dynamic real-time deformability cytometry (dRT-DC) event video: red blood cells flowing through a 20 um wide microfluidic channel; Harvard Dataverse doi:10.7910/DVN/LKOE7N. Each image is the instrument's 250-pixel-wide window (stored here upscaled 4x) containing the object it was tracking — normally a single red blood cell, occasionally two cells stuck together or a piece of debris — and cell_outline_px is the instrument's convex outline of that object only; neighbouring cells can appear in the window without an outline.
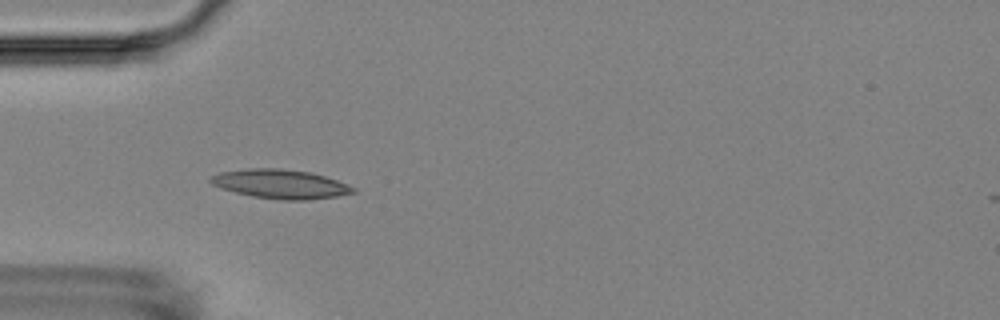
{"species": "Egyptian fruit bat (a non-hibernating species)", "species_latin": "Rousettus aegyptiacus", "temperature_condition": "room temperature", "stored_images_in_passage": 5, "camera_frame_rate_fps": 3000, "um_per_image_px": 0.085, "animal": {"sex": "female"}, "frame": {"image": 1, "passage_image": 3, "time_ms": 2.333, "image_size_px": [1000, 320], "cell_outline_px": [[356, 192], [336, 196], [308, 200], [280, 200], [252, 196], [220, 188], [212, 184], [208, 180], [212, 176], [220, 172], [248, 168], [280, 168], [312, 172], [336, 180], [356, 188]], "centroid_in_image_um": [23.83, 15.64], "position_along_channel_um": 61.2, "area_um2": 24.16}}
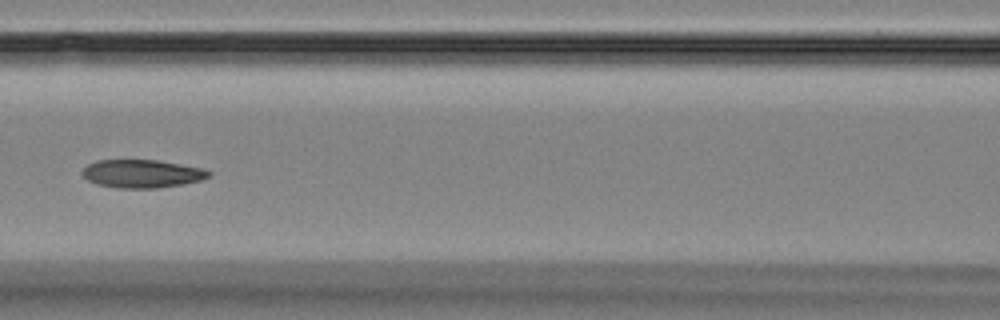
{"frame": {"image": 2, "passage_image": 5, "time_ms": 5.0, "image_size_px": [1000, 320], "cell_outline_px": [[212, 176], [200, 180], [184, 184], [156, 188], [116, 188], [96, 184], [88, 180], [80, 172], [88, 164], [96, 160], [156, 160], [180, 164], [200, 168], [212, 172]], "centroid_in_image_um": [12.05, 14.77], "position_along_channel_um": 154.5, "area_um2": 20.75}}